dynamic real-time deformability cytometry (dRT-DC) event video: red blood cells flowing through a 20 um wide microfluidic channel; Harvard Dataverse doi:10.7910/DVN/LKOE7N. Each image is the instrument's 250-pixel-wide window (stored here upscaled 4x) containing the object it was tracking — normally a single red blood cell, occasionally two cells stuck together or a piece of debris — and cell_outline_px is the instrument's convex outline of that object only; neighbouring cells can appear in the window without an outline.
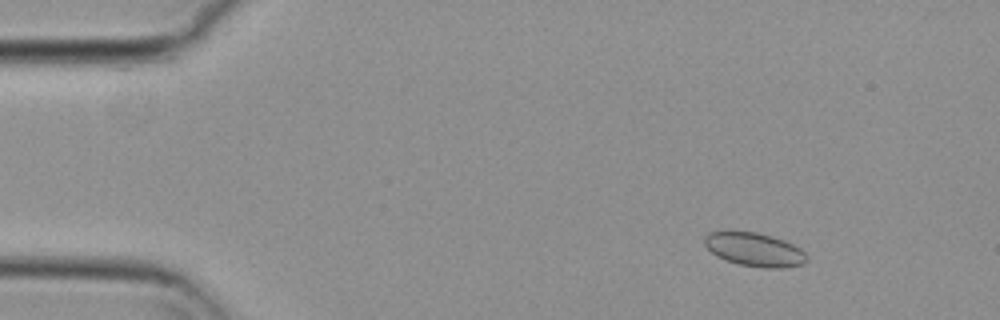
{"species": "common noctule bat (a hibernating species)", "species_latin": "Nyctalus noctula", "temperature_condition": "cold", "stored_images_in_passage": 9, "camera_frame_rate_fps": 3000, "um_per_image_px": 0.085, "animal": {"sex": "female", "body_mass_g": 29.2, "forearm_length_mm": 56.3}, "frame": {"image": 1, "passage_image": 2, "time_ms": 0.333, "image_size_px": [1000, 320], "cell_outline_px": [[808, 260], [804, 264], [784, 268], [764, 268], [740, 264], [716, 256], [704, 244], [704, 236], [708, 232], [724, 228], [732, 228], [756, 232], [772, 236], [784, 240], [800, 248], [808, 256]], "centroid_in_image_um": [64.09, 21.15], "position_along_channel_um": 20.9, "area_um2": 20.75}}